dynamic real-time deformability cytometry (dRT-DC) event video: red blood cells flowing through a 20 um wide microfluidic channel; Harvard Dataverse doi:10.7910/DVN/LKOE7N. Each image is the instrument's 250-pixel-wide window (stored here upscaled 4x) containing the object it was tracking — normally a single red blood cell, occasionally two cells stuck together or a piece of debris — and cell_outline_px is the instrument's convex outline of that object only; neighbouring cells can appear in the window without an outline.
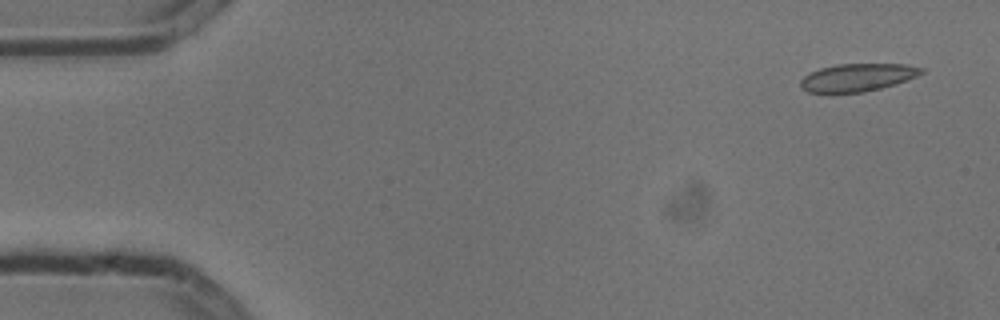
{"species": "common noctule bat (a hibernating species)", "species_latin": "Nyctalus noctula", "temperature_condition": "cold", "stored_images_in_passage": 8, "camera_frame_rate_fps": 3000, "um_per_image_px": 0.085, "animal": {"sex": "male", "body_mass_g": 13.3}, "frame": {"image": 1, "passage_image": 1, "time_ms": 0.0, "image_size_px": [1000, 320], "cell_outline_px": [[924, 72], [916, 76], [896, 84], [864, 92], [808, 92], [800, 88], [800, 80], [804, 76], [820, 68], [836, 64], [908, 64], [924, 68]], "centroid_in_image_um": [72.89, 6.57], "position_along_channel_um": 12.1, "area_um2": 19.48}}
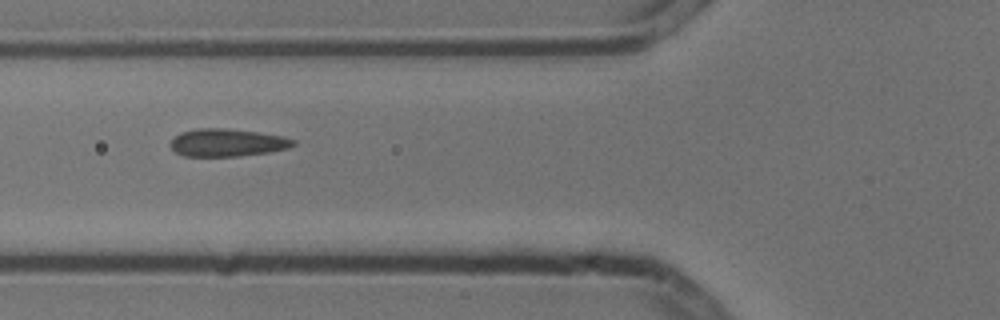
{"frame": {"image": 2, "passage_image": 6, "time_ms": 1.667, "image_size_px": [1000, 320], "cell_outline_px": [[296, 144], [288, 148], [268, 152], [240, 156], [184, 156], [176, 152], [168, 144], [180, 132], [196, 128], [228, 128], [284, 136], [296, 140]], "centroid_in_image_um": [19.32, 12.12], "position_along_channel_um": 106.5, "area_um2": 19.88}}
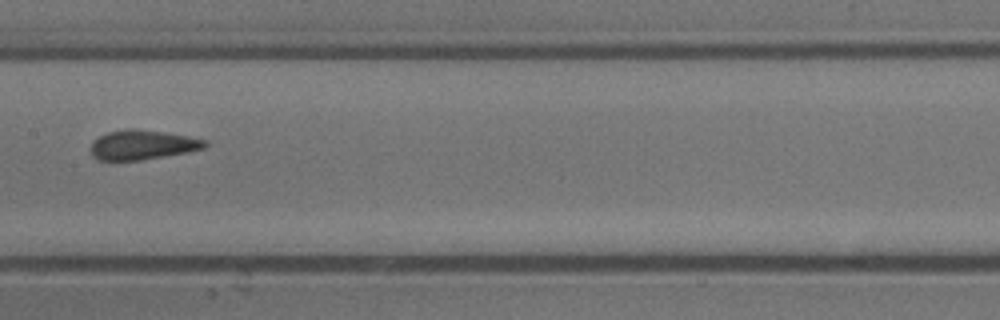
{"frame": {"image": 3, "passage_image": 8, "time_ms": 2.333, "image_size_px": [1000, 320], "cell_outline_px": [[208, 144], [204, 148], [188, 152], [140, 160], [100, 160], [92, 156], [92, 144], [100, 136], [108, 132], [128, 128], [132, 128], [160, 132], [208, 140]], "centroid_in_image_um": [12.12, 12.32], "position_along_channel_um": 195.3, "area_um2": 19.25}}